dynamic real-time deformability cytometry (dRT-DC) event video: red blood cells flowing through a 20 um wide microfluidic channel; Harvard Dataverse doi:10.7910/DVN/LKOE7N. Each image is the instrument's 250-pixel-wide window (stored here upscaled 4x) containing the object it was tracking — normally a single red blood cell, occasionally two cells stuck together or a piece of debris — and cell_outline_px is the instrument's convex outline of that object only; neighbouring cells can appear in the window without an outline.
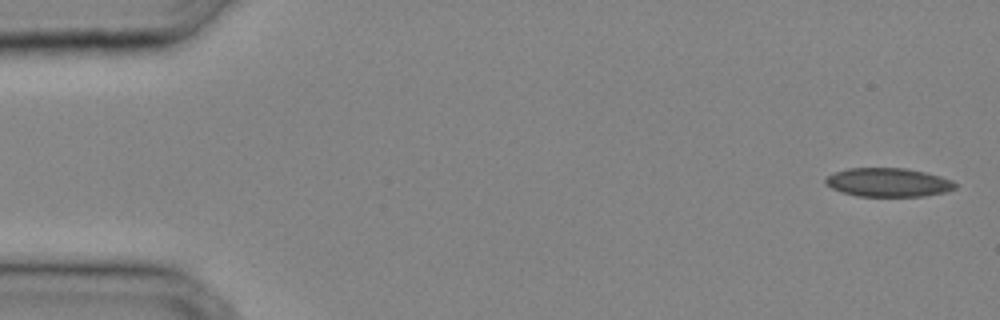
{"species": "common noctule bat (a hibernating species)", "species_latin": "Nyctalus noctula", "temperature_condition": "cold", "stored_images_in_passage": 33, "camera_frame_rate_fps": 3000, "um_per_image_px": 0.085, "animal": {"sex": "male", "body_mass_g": 20.4}, "frame": {"image": 1, "passage_image": 1, "time_ms": 0.0, "image_size_px": [1000, 320], "cell_outline_px": [[956, 188], [944, 192], [924, 196], [856, 196], [832, 188], [824, 184], [824, 180], [832, 172], [848, 168], [904, 168], [924, 172], [940, 176], [952, 180], [956, 184]], "centroid_in_image_um": [75.47, 15.5], "position_along_channel_um": 9.5, "area_um2": 21.68}}
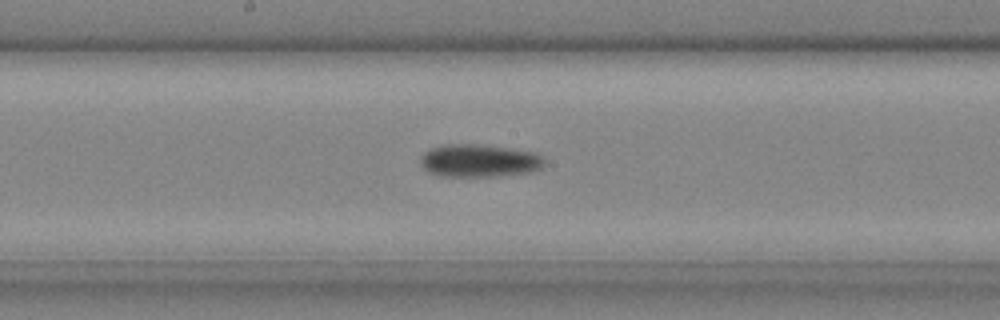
{"frame": {"image": 2, "passage_image": 18, "time_ms": 5.667, "image_size_px": [1000, 320], "cell_outline_px": [[544, 168], [532, 172], [500, 176], [436, 176], [428, 172], [420, 164], [420, 156], [428, 148], [440, 144], [476, 144], [512, 148], [536, 152], [544, 156]], "centroid_in_image_um": [40.74, 13.65], "position_along_channel_um": 207.5, "area_um2": 24.33}}
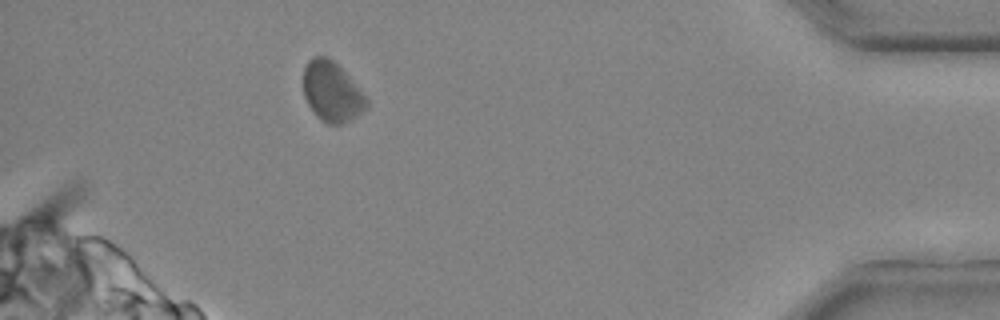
{"frame": {"image": 3, "passage_image": 31, "time_ms": 10.0, "image_size_px": [1000, 320], "cell_outline_px": [[368, 108], [356, 116], [340, 124], [328, 124], [320, 120], [316, 116], [308, 104], [304, 96], [304, 68], [308, 60], [312, 56], [328, 56], [348, 76], [368, 100]], "centroid_in_image_um": [28.19, 7.8], "position_along_channel_um": 407.0, "area_um2": 21.79}}